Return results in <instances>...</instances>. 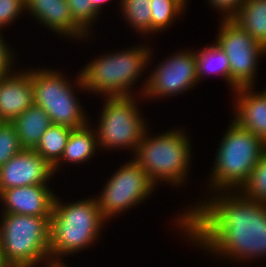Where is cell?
<instances>
[{
	"instance_id": "obj_16",
	"label": "cell",
	"mask_w": 266,
	"mask_h": 267,
	"mask_svg": "<svg viewBox=\"0 0 266 267\" xmlns=\"http://www.w3.org/2000/svg\"><path fill=\"white\" fill-rule=\"evenodd\" d=\"M251 90L252 87H241L234 91L237 99L233 120L266 143V91Z\"/></svg>"
},
{
	"instance_id": "obj_30",
	"label": "cell",
	"mask_w": 266,
	"mask_h": 267,
	"mask_svg": "<svg viewBox=\"0 0 266 267\" xmlns=\"http://www.w3.org/2000/svg\"><path fill=\"white\" fill-rule=\"evenodd\" d=\"M93 7L99 12L101 5L108 2L109 0H89Z\"/></svg>"
},
{
	"instance_id": "obj_19",
	"label": "cell",
	"mask_w": 266,
	"mask_h": 267,
	"mask_svg": "<svg viewBox=\"0 0 266 267\" xmlns=\"http://www.w3.org/2000/svg\"><path fill=\"white\" fill-rule=\"evenodd\" d=\"M90 124L72 129L68 137L64 153L61 157L64 162L82 163L89 161L98 148L97 135L89 127ZM97 146V147H96Z\"/></svg>"
},
{
	"instance_id": "obj_29",
	"label": "cell",
	"mask_w": 266,
	"mask_h": 267,
	"mask_svg": "<svg viewBox=\"0 0 266 267\" xmlns=\"http://www.w3.org/2000/svg\"><path fill=\"white\" fill-rule=\"evenodd\" d=\"M244 0H208L210 6L218 9L222 13L224 18H231L235 12L242 5Z\"/></svg>"
},
{
	"instance_id": "obj_31",
	"label": "cell",
	"mask_w": 266,
	"mask_h": 267,
	"mask_svg": "<svg viewBox=\"0 0 266 267\" xmlns=\"http://www.w3.org/2000/svg\"><path fill=\"white\" fill-rule=\"evenodd\" d=\"M67 267L65 266L64 263H51V264H48V265H45V267Z\"/></svg>"
},
{
	"instance_id": "obj_28",
	"label": "cell",
	"mask_w": 266,
	"mask_h": 267,
	"mask_svg": "<svg viewBox=\"0 0 266 267\" xmlns=\"http://www.w3.org/2000/svg\"><path fill=\"white\" fill-rule=\"evenodd\" d=\"M2 38L0 33V77L12 73L11 67L14 60L12 51H10L11 48H8L4 38Z\"/></svg>"
},
{
	"instance_id": "obj_7",
	"label": "cell",
	"mask_w": 266,
	"mask_h": 267,
	"mask_svg": "<svg viewBox=\"0 0 266 267\" xmlns=\"http://www.w3.org/2000/svg\"><path fill=\"white\" fill-rule=\"evenodd\" d=\"M61 74L46 68L31 70L34 104L48 114L52 124L81 128L89 120L75 97L73 85Z\"/></svg>"
},
{
	"instance_id": "obj_6",
	"label": "cell",
	"mask_w": 266,
	"mask_h": 267,
	"mask_svg": "<svg viewBox=\"0 0 266 267\" xmlns=\"http://www.w3.org/2000/svg\"><path fill=\"white\" fill-rule=\"evenodd\" d=\"M146 132L133 160L146 171L154 186L161 180L180 186L187 178L191 161L189 138L180 129L169 130L151 138Z\"/></svg>"
},
{
	"instance_id": "obj_8",
	"label": "cell",
	"mask_w": 266,
	"mask_h": 267,
	"mask_svg": "<svg viewBox=\"0 0 266 267\" xmlns=\"http://www.w3.org/2000/svg\"><path fill=\"white\" fill-rule=\"evenodd\" d=\"M133 96L106 97L97 130L98 146L135 151L147 130Z\"/></svg>"
},
{
	"instance_id": "obj_4",
	"label": "cell",
	"mask_w": 266,
	"mask_h": 267,
	"mask_svg": "<svg viewBox=\"0 0 266 267\" xmlns=\"http://www.w3.org/2000/svg\"><path fill=\"white\" fill-rule=\"evenodd\" d=\"M1 217L0 248L8 267H35L43 260L51 264V216L3 213Z\"/></svg>"
},
{
	"instance_id": "obj_27",
	"label": "cell",
	"mask_w": 266,
	"mask_h": 267,
	"mask_svg": "<svg viewBox=\"0 0 266 267\" xmlns=\"http://www.w3.org/2000/svg\"><path fill=\"white\" fill-rule=\"evenodd\" d=\"M24 10H26L25 0H0V31Z\"/></svg>"
},
{
	"instance_id": "obj_10",
	"label": "cell",
	"mask_w": 266,
	"mask_h": 267,
	"mask_svg": "<svg viewBox=\"0 0 266 267\" xmlns=\"http://www.w3.org/2000/svg\"><path fill=\"white\" fill-rule=\"evenodd\" d=\"M110 178L97 198L106 220L140 204L156 187L151 183L146 171L133 159L121 166Z\"/></svg>"
},
{
	"instance_id": "obj_26",
	"label": "cell",
	"mask_w": 266,
	"mask_h": 267,
	"mask_svg": "<svg viewBox=\"0 0 266 267\" xmlns=\"http://www.w3.org/2000/svg\"><path fill=\"white\" fill-rule=\"evenodd\" d=\"M69 11L74 22L88 35L92 22L99 12L89 0H67Z\"/></svg>"
},
{
	"instance_id": "obj_32",
	"label": "cell",
	"mask_w": 266,
	"mask_h": 267,
	"mask_svg": "<svg viewBox=\"0 0 266 267\" xmlns=\"http://www.w3.org/2000/svg\"><path fill=\"white\" fill-rule=\"evenodd\" d=\"M0 267H8L6 265V263L3 260V256H2V252H1V248H0Z\"/></svg>"
},
{
	"instance_id": "obj_22",
	"label": "cell",
	"mask_w": 266,
	"mask_h": 267,
	"mask_svg": "<svg viewBox=\"0 0 266 267\" xmlns=\"http://www.w3.org/2000/svg\"><path fill=\"white\" fill-rule=\"evenodd\" d=\"M122 2V3H121ZM151 0H121L120 6L126 21L135 32L151 34Z\"/></svg>"
},
{
	"instance_id": "obj_24",
	"label": "cell",
	"mask_w": 266,
	"mask_h": 267,
	"mask_svg": "<svg viewBox=\"0 0 266 267\" xmlns=\"http://www.w3.org/2000/svg\"><path fill=\"white\" fill-rule=\"evenodd\" d=\"M239 191L248 198L266 204V154L259 160Z\"/></svg>"
},
{
	"instance_id": "obj_9",
	"label": "cell",
	"mask_w": 266,
	"mask_h": 267,
	"mask_svg": "<svg viewBox=\"0 0 266 267\" xmlns=\"http://www.w3.org/2000/svg\"><path fill=\"white\" fill-rule=\"evenodd\" d=\"M223 20V21H222ZM216 43L229 59L230 87H252L255 83L258 58L266 54V48L251 37L231 18H223Z\"/></svg>"
},
{
	"instance_id": "obj_15",
	"label": "cell",
	"mask_w": 266,
	"mask_h": 267,
	"mask_svg": "<svg viewBox=\"0 0 266 267\" xmlns=\"http://www.w3.org/2000/svg\"><path fill=\"white\" fill-rule=\"evenodd\" d=\"M25 2L26 10L57 34L74 39L88 37L71 17L67 0H25Z\"/></svg>"
},
{
	"instance_id": "obj_12",
	"label": "cell",
	"mask_w": 266,
	"mask_h": 267,
	"mask_svg": "<svg viewBox=\"0 0 266 267\" xmlns=\"http://www.w3.org/2000/svg\"><path fill=\"white\" fill-rule=\"evenodd\" d=\"M53 168L35 151L23 149L0 167V193L27 185L47 184Z\"/></svg>"
},
{
	"instance_id": "obj_25",
	"label": "cell",
	"mask_w": 266,
	"mask_h": 267,
	"mask_svg": "<svg viewBox=\"0 0 266 267\" xmlns=\"http://www.w3.org/2000/svg\"><path fill=\"white\" fill-rule=\"evenodd\" d=\"M22 150L15 126L11 122H3L0 126V167Z\"/></svg>"
},
{
	"instance_id": "obj_11",
	"label": "cell",
	"mask_w": 266,
	"mask_h": 267,
	"mask_svg": "<svg viewBox=\"0 0 266 267\" xmlns=\"http://www.w3.org/2000/svg\"><path fill=\"white\" fill-rule=\"evenodd\" d=\"M197 82L196 53L185 50L160 63L145 80L140 92L146 98L170 97L193 88Z\"/></svg>"
},
{
	"instance_id": "obj_3",
	"label": "cell",
	"mask_w": 266,
	"mask_h": 267,
	"mask_svg": "<svg viewBox=\"0 0 266 267\" xmlns=\"http://www.w3.org/2000/svg\"><path fill=\"white\" fill-rule=\"evenodd\" d=\"M143 47L136 46L97 57L81 69L75 86L105 97L131 96V86L138 81L151 58L150 47Z\"/></svg>"
},
{
	"instance_id": "obj_23",
	"label": "cell",
	"mask_w": 266,
	"mask_h": 267,
	"mask_svg": "<svg viewBox=\"0 0 266 267\" xmlns=\"http://www.w3.org/2000/svg\"><path fill=\"white\" fill-rule=\"evenodd\" d=\"M150 7L151 33H158L172 25L175 16L183 12L186 6L180 0H151Z\"/></svg>"
},
{
	"instance_id": "obj_18",
	"label": "cell",
	"mask_w": 266,
	"mask_h": 267,
	"mask_svg": "<svg viewBox=\"0 0 266 267\" xmlns=\"http://www.w3.org/2000/svg\"><path fill=\"white\" fill-rule=\"evenodd\" d=\"M231 19L266 48V0H244Z\"/></svg>"
},
{
	"instance_id": "obj_33",
	"label": "cell",
	"mask_w": 266,
	"mask_h": 267,
	"mask_svg": "<svg viewBox=\"0 0 266 267\" xmlns=\"http://www.w3.org/2000/svg\"><path fill=\"white\" fill-rule=\"evenodd\" d=\"M180 1H181L184 5H187V4H186V2H187L186 0H180Z\"/></svg>"
},
{
	"instance_id": "obj_14",
	"label": "cell",
	"mask_w": 266,
	"mask_h": 267,
	"mask_svg": "<svg viewBox=\"0 0 266 267\" xmlns=\"http://www.w3.org/2000/svg\"><path fill=\"white\" fill-rule=\"evenodd\" d=\"M33 104L31 70L0 77V120L12 122Z\"/></svg>"
},
{
	"instance_id": "obj_21",
	"label": "cell",
	"mask_w": 266,
	"mask_h": 267,
	"mask_svg": "<svg viewBox=\"0 0 266 267\" xmlns=\"http://www.w3.org/2000/svg\"><path fill=\"white\" fill-rule=\"evenodd\" d=\"M198 82L207 74H219L230 84V64L226 53L217 43L195 51ZM203 75V76H202Z\"/></svg>"
},
{
	"instance_id": "obj_1",
	"label": "cell",
	"mask_w": 266,
	"mask_h": 267,
	"mask_svg": "<svg viewBox=\"0 0 266 267\" xmlns=\"http://www.w3.org/2000/svg\"><path fill=\"white\" fill-rule=\"evenodd\" d=\"M227 192L216 191L208 202L180 214L176 224L195 244L219 256L243 261L266 256V204L238 190Z\"/></svg>"
},
{
	"instance_id": "obj_2",
	"label": "cell",
	"mask_w": 266,
	"mask_h": 267,
	"mask_svg": "<svg viewBox=\"0 0 266 267\" xmlns=\"http://www.w3.org/2000/svg\"><path fill=\"white\" fill-rule=\"evenodd\" d=\"M96 198L63 204L55 196L50 219L51 263H62L58 257L80 252L99 238L106 219Z\"/></svg>"
},
{
	"instance_id": "obj_5",
	"label": "cell",
	"mask_w": 266,
	"mask_h": 267,
	"mask_svg": "<svg viewBox=\"0 0 266 267\" xmlns=\"http://www.w3.org/2000/svg\"><path fill=\"white\" fill-rule=\"evenodd\" d=\"M232 121L215 156L210 179V186L215 192L225 189L239 191L259 160L266 154L264 141Z\"/></svg>"
},
{
	"instance_id": "obj_17",
	"label": "cell",
	"mask_w": 266,
	"mask_h": 267,
	"mask_svg": "<svg viewBox=\"0 0 266 267\" xmlns=\"http://www.w3.org/2000/svg\"><path fill=\"white\" fill-rule=\"evenodd\" d=\"M16 129L23 149L34 150L41 136L52 125L48 114L33 104L11 122Z\"/></svg>"
},
{
	"instance_id": "obj_20",
	"label": "cell",
	"mask_w": 266,
	"mask_h": 267,
	"mask_svg": "<svg viewBox=\"0 0 266 267\" xmlns=\"http://www.w3.org/2000/svg\"><path fill=\"white\" fill-rule=\"evenodd\" d=\"M72 128L52 124L41 136L40 142L34 149L56 172Z\"/></svg>"
},
{
	"instance_id": "obj_13",
	"label": "cell",
	"mask_w": 266,
	"mask_h": 267,
	"mask_svg": "<svg viewBox=\"0 0 266 267\" xmlns=\"http://www.w3.org/2000/svg\"><path fill=\"white\" fill-rule=\"evenodd\" d=\"M55 193L46 184L27 185L3 190L0 201H3L4 213L51 216Z\"/></svg>"
}]
</instances>
